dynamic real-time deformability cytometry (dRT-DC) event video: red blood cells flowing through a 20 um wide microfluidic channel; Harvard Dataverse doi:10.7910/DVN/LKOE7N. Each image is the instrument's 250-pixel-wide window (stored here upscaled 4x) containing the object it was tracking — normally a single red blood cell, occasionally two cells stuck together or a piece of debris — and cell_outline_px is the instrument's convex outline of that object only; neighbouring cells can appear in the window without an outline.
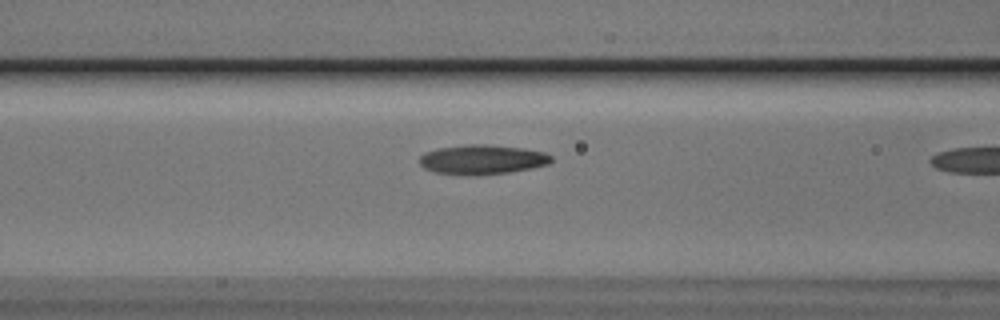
{"species": "Egyptian fruit bat (a non-hibernating species)", "species_latin": "Rousettus aegyptiacus", "temperature_condition": "cold", "stored_images_in_passage": 11, "camera_frame_rate_fps": 3000, "um_per_image_px": 0.085, "animal": {"sex": "male"}, "frame": {"image": 1, "passage_image": 10, "time_ms": 3.0, "image_size_px": [1000, 320], "cell_outline_px": [[552, 160], [548, 164], [508, 172], [436, 172], [424, 168], [420, 164], [420, 156], [424, 152], [436, 148], [468, 144], [488, 144], [524, 148], [544, 152], [552, 156]], "centroid_in_image_um": [41.0, 13.49], "position_along_channel_um": 125.6, "area_um2": 21.68}}